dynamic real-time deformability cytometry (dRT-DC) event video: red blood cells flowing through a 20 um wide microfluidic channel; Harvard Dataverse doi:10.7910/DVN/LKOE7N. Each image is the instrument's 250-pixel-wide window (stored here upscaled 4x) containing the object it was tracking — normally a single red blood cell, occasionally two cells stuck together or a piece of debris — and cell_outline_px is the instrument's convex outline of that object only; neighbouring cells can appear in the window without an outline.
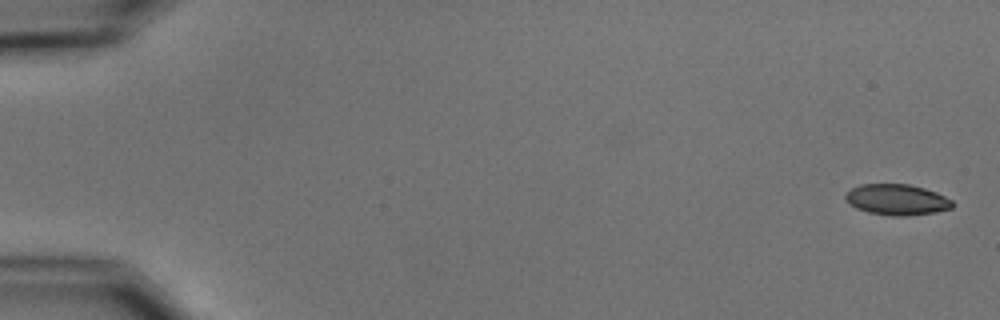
{"species": "common noctule bat (a hibernating species)", "species_latin": "Nyctalus noctula", "temperature_condition": "cold", "stored_images_in_passage": 10, "camera_frame_rate_fps": 3000, "um_per_image_px": 0.085, "animal": {"sex": "male", "body_mass_g": 15.6}, "frame": {"image": 1, "passage_image": 1, "time_ms": 0.0, "image_size_px": [1000, 320], "cell_outline_px": [[952, 208], [936, 212], [908, 216], [892, 216], [868, 212], [856, 208], [848, 204], [844, 200], [844, 196], [852, 188], [860, 184], [908, 184], [924, 188], [936, 192], [952, 200]], "centroid_in_image_um": [76.21, 16.97], "position_along_channel_um": 8.8, "area_um2": 19.31}}
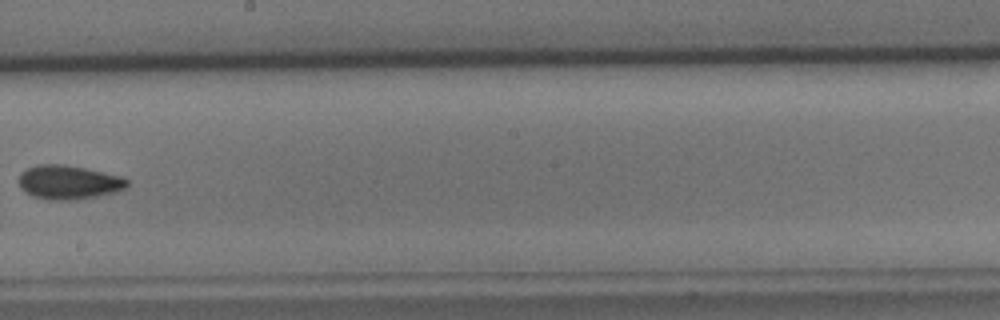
{"frame": {"image": 2, "passage_image": 9, "time_ms": 10.333, "image_size_px": [1000, 320], "cell_outline_px": [[128, 184], [124, 188], [116, 192], [76, 200], [48, 200], [32, 196], [20, 188], [20, 172], [36, 164], [64, 164], [84, 168], [120, 176], [128, 180]], "centroid_in_image_um": [5.8, 15.49], "position_along_channel_um": 242.4, "area_um2": 21.39}}